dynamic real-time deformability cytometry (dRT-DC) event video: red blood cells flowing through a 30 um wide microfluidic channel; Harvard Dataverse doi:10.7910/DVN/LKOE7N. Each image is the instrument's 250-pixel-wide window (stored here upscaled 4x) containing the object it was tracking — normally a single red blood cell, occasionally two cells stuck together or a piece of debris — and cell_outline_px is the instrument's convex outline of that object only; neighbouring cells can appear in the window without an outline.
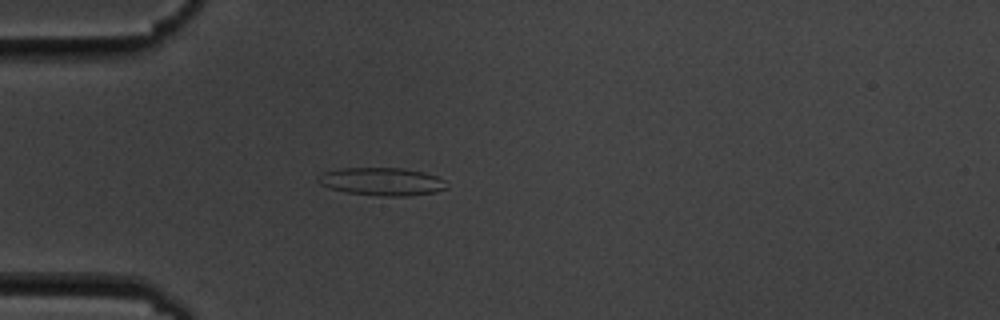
{"species": "common noctule bat (a hibernating species)", "species_latin": "Nyctalus noctula", "temperature_condition": "cold", "stored_images_in_passage": 2, "camera_frame_rate_fps": 3000, "um_per_image_px": 0.085, "animal": {"sex": "male", "body_mass_g": 19.5, "forearm_length_mm": 54.6}, "frame": {"image": 1, "passage_image": 2, "time_ms": 1.0, "image_size_px": [1000, 320], "cell_outline_px": [[448, 188], [436, 192], [408, 196], [388, 196], [344, 192], [320, 184], [316, 180], [324, 172], [340, 168], [404, 168], [424, 172], [436, 176], [444, 180]], "centroid_in_image_um": [32.49, 15.43], "position_along_channel_um": 52.5, "area_um2": 20.81}}